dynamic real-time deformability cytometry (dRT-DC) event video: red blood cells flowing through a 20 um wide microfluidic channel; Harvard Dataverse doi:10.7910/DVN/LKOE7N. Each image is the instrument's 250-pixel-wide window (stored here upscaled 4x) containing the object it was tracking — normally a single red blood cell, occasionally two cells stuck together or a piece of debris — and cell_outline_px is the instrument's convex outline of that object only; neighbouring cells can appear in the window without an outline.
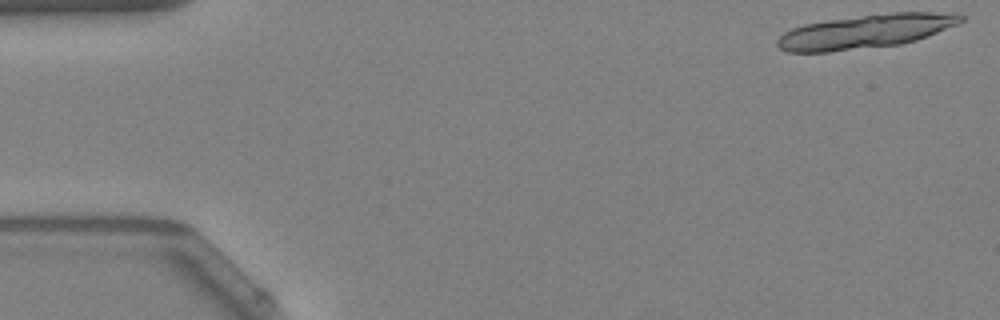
{"species": "Egyptian fruit bat (a non-hibernating species)", "species_latin": "Rousettus aegyptiacus", "temperature_condition": "warm", "stored_images_in_passage": 22, "camera_frame_rate_fps": 3000, "um_per_image_px": 0.085, "animal": {"sex": "female"}, "frame": {"image": 1, "passage_image": 1, "time_ms": 0.0, "image_size_px": [1000, 320], "cell_outline_px": [[964, 20], [956, 24], [928, 36], [916, 40], [900, 44], [828, 52], [788, 52], [780, 48], [776, 44], [776, 40], [784, 32], [792, 28], [804, 24], [828, 20], [892, 12], [956, 12], [964, 16]], "centroid_in_image_um": [73.58, 2.66], "position_along_channel_um": 11.4, "area_um2": 36.07}}